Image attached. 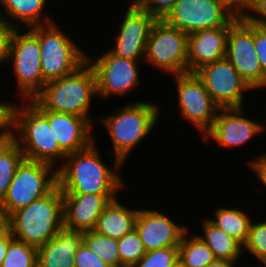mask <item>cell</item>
Masks as SVG:
<instances>
[{
	"label": "cell",
	"mask_w": 266,
	"mask_h": 267,
	"mask_svg": "<svg viewBox=\"0 0 266 267\" xmlns=\"http://www.w3.org/2000/svg\"><path fill=\"white\" fill-rule=\"evenodd\" d=\"M94 141L89 147L68 154L64 163L57 169L58 186L62 193L119 194L125 189L121 161L109 167L101 160ZM123 188V189H122Z\"/></svg>",
	"instance_id": "1"
},
{
	"label": "cell",
	"mask_w": 266,
	"mask_h": 267,
	"mask_svg": "<svg viewBox=\"0 0 266 267\" xmlns=\"http://www.w3.org/2000/svg\"><path fill=\"white\" fill-rule=\"evenodd\" d=\"M11 137L18 143L26 160L44 162L58 169L67 156L60 148L47 117L30 100H22L21 105L13 103Z\"/></svg>",
	"instance_id": "2"
},
{
	"label": "cell",
	"mask_w": 266,
	"mask_h": 267,
	"mask_svg": "<svg viewBox=\"0 0 266 267\" xmlns=\"http://www.w3.org/2000/svg\"><path fill=\"white\" fill-rule=\"evenodd\" d=\"M159 108L155 103L135 101L116 108L115 113L98 116V122L107 129L112 141L113 149L105 150L106 156L126 165L125 162L127 163L126 160L134 148L151 135V130L158 125Z\"/></svg>",
	"instance_id": "3"
},
{
	"label": "cell",
	"mask_w": 266,
	"mask_h": 267,
	"mask_svg": "<svg viewBox=\"0 0 266 267\" xmlns=\"http://www.w3.org/2000/svg\"><path fill=\"white\" fill-rule=\"evenodd\" d=\"M97 95L96 76L86 61L73 73L45 83L43 89L30 101L39 110H50L88 119L92 98Z\"/></svg>",
	"instance_id": "4"
},
{
	"label": "cell",
	"mask_w": 266,
	"mask_h": 267,
	"mask_svg": "<svg viewBox=\"0 0 266 267\" xmlns=\"http://www.w3.org/2000/svg\"><path fill=\"white\" fill-rule=\"evenodd\" d=\"M5 225L13 238L40 247L63 227V194L57 185L49 194L12 213Z\"/></svg>",
	"instance_id": "5"
},
{
	"label": "cell",
	"mask_w": 266,
	"mask_h": 267,
	"mask_svg": "<svg viewBox=\"0 0 266 267\" xmlns=\"http://www.w3.org/2000/svg\"><path fill=\"white\" fill-rule=\"evenodd\" d=\"M29 29L39 38L41 69L46 83L73 73L87 61L86 51L80 49L72 41L74 39L58 28L57 23Z\"/></svg>",
	"instance_id": "6"
},
{
	"label": "cell",
	"mask_w": 266,
	"mask_h": 267,
	"mask_svg": "<svg viewBox=\"0 0 266 267\" xmlns=\"http://www.w3.org/2000/svg\"><path fill=\"white\" fill-rule=\"evenodd\" d=\"M58 185L57 168L24 159L17 167L0 211L6 220L12 213L49 194Z\"/></svg>",
	"instance_id": "7"
},
{
	"label": "cell",
	"mask_w": 266,
	"mask_h": 267,
	"mask_svg": "<svg viewBox=\"0 0 266 267\" xmlns=\"http://www.w3.org/2000/svg\"><path fill=\"white\" fill-rule=\"evenodd\" d=\"M13 31L4 63H12L20 100L33 99L44 87L39 38L28 28ZM23 31V32H21Z\"/></svg>",
	"instance_id": "8"
},
{
	"label": "cell",
	"mask_w": 266,
	"mask_h": 267,
	"mask_svg": "<svg viewBox=\"0 0 266 267\" xmlns=\"http://www.w3.org/2000/svg\"><path fill=\"white\" fill-rule=\"evenodd\" d=\"M188 35L164 20H156L150 30L144 63L171 76L188 73Z\"/></svg>",
	"instance_id": "9"
},
{
	"label": "cell",
	"mask_w": 266,
	"mask_h": 267,
	"mask_svg": "<svg viewBox=\"0 0 266 267\" xmlns=\"http://www.w3.org/2000/svg\"><path fill=\"white\" fill-rule=\"evenodd\" d=\"M238 19L224 0H177L164 21L189 35L204 29L231 27Z\"/></svg>",
	"instance_id": "10"
},
{
	"label": "cell",
	"mask_w": 266,
	"mask_h": 267,
	"mask_svg": "<svg viewBox=\"0 0 266 267\" xmlns=\"http://www.w3.org/2000/svg\"><path fill=\"white\" fill-rule=\"evenodd\" d=\"M177 84L178 111L202 137L212 128L219 107L195 73L173 75Z\"/></svg>",
	"instance_id": "11"
},
{
	"label": "cell",
	"mask_w": 266,
	"mask_h": 267,
	"mask_svg": "<svg viewBox=\"0 0 266 267\" xmlns=\"http://www.w3.org/2000/svg\"><path fill=\"white\" fill-rule=\"evenodd\" d=\"M87 54V62L92 66L96 76L97 96H125L140 85V61L120 58L109 50L93 59ZM126 94V95H125Z\"/></svg>",
	"instance_id": "12"
},
{
	"label": "cell",
	"mask_w": 266,
	"mask_h": 267,
	"mask_svg": "<svg viewBox=\"0 0 266 267\" xmlns=\"http://www.w3.org/2000/svg\"><path fill=\"white\" fill-rule=\"evenodd\" d=\"M226 58L253 90L266 87V76L255 51L254 24L243 17L229 28Z\"/></svg>",
	"instance_id": "13"
},
{
	"label": "cell",
	"mask_w": 266,
	"mask_h": 267,
	"mask_svg": "<svg viewBox=\"0 0 266 267\" xmlns=\"http://www.w3.org/2000/svg\"><path fill=\"white\" fill-rule=\"evenodd\" d=\"M194 73L219 108L244 107V92L253 90L226 57L206 64Z\"/></svg>",
	"instance_id": "14"
},
{
	"label": "cell",
	"mask_w": 266,
	"mask_h": 267,
	"mask_svg": "<svg viewBox=\"0 0 266 267\" xmlns=\"http://www.w3.org/2000/svg\"><path fill=\"white\" fill-rule=\"evenodd\" d=\"M129 7V8H128ZM124 17L117 26L115 41L109 51L120 58L144 61L151 27L156 21L146 11L129 4Z\"/></svg>",
	"instance_id": "15"
},
{
	"label": "cell",
	"mask_w": 266,
	"mask_h": 267,
	"mask_svg": "<svg viewBox=\"0 0 266 267\" xmlns=\"http://www.w3.org/2000/svg\"><path fill=\"white\" fill-rule=\"evenodd\" d=\"M243 107L219 108L212 128L203 136L224 148H236L248 143L265 131L266 125L247 118Z\"/></svg>",
	"instance_id": "16"
},
{
	"label": "cell",
	"mask_w": 266,
	"mask_h": 267,
	"mask_svg": "<svg viewBox=\"0 0 266 267\" xmlns=\"http://www.w3.org/2000/svg\"><path fill=\"white\" fill-rule=\"evenodd\" d=\"M135 229L140 235L146 252L164 247H178L188 225L174 222L159 210L139 208Z\"/></svg>",
	"instance_id": "17"
},
{
	"label": "cell",
	"mask_w": 266,
	"mask_h": 267,
	"mask_svg": "<svg viewBox=\"0 0 266 267\" xmlns=\"http://www.w3.org/2000/svg\"><path fill=\"white\" fill-rule=\"evenodd\" d=\"M63 194V226L82 232L94 230L100 214L118 194Z\"/></svg>",
	"instance_id": "18"
},
{
	"label": "cell",
	"mask_w": 266,
	"mask_h": 267,
	"mask_svg": "<svg viewBox=\"0 0 266 267\" xmlns=\"http://www.w3.org/2000/svg\"><path fill=\"white\" fill-rule=\"evenodd\" d=\"M48 119L60 148L68 155L89 147L94 141V125L86 118L50 110H40Z\"/></svg>",
	"instance_id": "19"
},
{
	"label": "cell",
	"mask_w": 266,
	"mask_h": 267,
	"mask_svg": "<svg viewBox=\"0 0 266 267\" xmlns=\"http://www.w3.org/2000/svg\"><path fill=\"white\" fill-rule=\"evenodd\" d=\"M229 28L204 29L188 35V73L226 57Z\"/></svg>",
	"instance_id": "20"
},
{
	"label": "cell",
	"mask_w": 266,
	"mask_h": 267,
	"mask_svg": "<svg viewBox=\"0 0 266 267\" xmlns=\"http://www.w3.org/2000/svg\"><path fill=\"white\" fill-rule=\"evenodd\" d=\"M83 243V232L65 228L37 247V267H75V252Z\"/></svg>",
	"instance_id": "21"
},
{
	"label": "cell",
	"mask_w": 266,
	"mask_h": 267,
	"mask_svg": "<svg viewBox=\"0 0 266 267\" xmlns=\"http://www.w3.org/2000/svg\"><path fill=\"white\" fill-rule=\"evenodd\" d=\"M138 213L139 208H129L115 198L100 214L94 231L113 239H120L135 229Z\"/></svg>",
	"instance_id": "22"
},
{
	"label": "cell",
	"mask_w": 266,
	"mask_h": 267,
	"mask_svg": "<svg viewBox=\"0 0 266 267\" xmlns=\"http://www.w3.org/2000/svg\"><path fill=\"white\" fill-rule=\"evenodd\" d=\"M48 0H0V14L4 16L16 29L24 27L31 28L39 25L53 23L51 17L42 15ZM5 11V15L2 12ZM13 20V21H12ZM21 24V25H20Z\"/></svg>",
	"instance_id": "23"
},
{
	"label": "cell",
	"mask_w": 266,
	"mask_h": 267,
	"mask_svg": "<svg viewBox=\"0 0 266 267\" xmlns=\"http://www.w3.org/2000/svg\"><path fill=\"white\" fill-rule=\"evenodd\" d=\"M203 235L197 234L213 251L216 259L238 261L243 256V246L222 229L212 224L208 218L201 220Z\"/></svg>",
	"instance_id": "24"
},
{
	"label": "cell",
	"mask_w": 266,
	"mask_h": 267,
	"mask_svg": "<svg viewBox=\"0 0 266 267\" xmlns=\"http://www.w3.org/2000/svg\"><path fill=\"white\" fill-rule=\"evenodd\" d=\"M214 214L215 219L208 218V220L243 246L248 239L252 222L250 213L239 208L218 207L214 209Z\"/></svg>",
	"instance_id": "25"
},
{
	"label": "cell",
	"mask_w": 266,
	"mask_h": 267,
	"mask_svg": "<svg viewBox=\"0 0 266 267\" xmlns=\"http://www.w3.org/2000/svg\"><path fill=\"white\" fill-rule=\"evenodd\" d=\"M178 248L179 261L184 267H207L216 260L213 251L198 235H190V229L183 235Z\"/></svg>",
	"instance_id": "26"
},
{
	"label": "cell",
	"mask_w": 266,
	"mask_h": 267,
	"mask_svg": "<svg viewBox=\"0 0 266 267\" xmlns=\"http://www.w3.org/2000/svg\"><path fill=\"white\" fill-rule=\"evenodd\" d=\"M24 159L21 148L12 137L0 142V202L6 196L17 167Z\"/></svg>",
	"instance_id": "27"
},
{
	"label": "cell",
	"mask_w": 266,
	"mask_h": 267,
	"mask_svg": "<svg viewBox=\"0 0 266 267\" xmlns=\"http://www.w3.org/2000/svg\"><path fill=\"white\" fill-rule=\"evenodd\" d=\"M83 242L107 264L112 267H120L118 239H113L91 230L83 232Z\"/></svg>",
	"instance_id": "28"
},
{
	"label": "cell",
	"mask_w": 266,
	"mask_h": 267,
	"mask_svg": "<svg viewBox=\"0 0 266 267\" xmlns=\"http://www.w3.org/2000/svg\"><path fill=\"white\" fill-rule=\"evenodd\" d=\"M1 267H37V247L12 237Z\"/></svg>",
	"instance_id": "29"
},
{
	"label": "cell",
	"mask_w": 266,
	"mask_h": 267,
	"mask_svg": "<svg viewBox=\"0 0 266 267\" xmlns=\"http://www.w3.org/2000/svg\"><path fill=\"white\" fill-rule=\"evenodd\" d=\"M120 267H132L146 253L140 235L136 229L118 239Z\"/></svg>",
	"instance_id": "30"
},
{
	"label": "cell",
	"mask_w": 266,
	"mask_h": 267,
	"mask_svg": "<svg viewBox=\"0 0 266 267\" xmlns=\"http://www.w3.org/2000/svg\"><path fill=\"white\" fill-rule=\"evenodd\" d=\"M252 222L248 239L243 245V252L248 251L262 264V266L255 265V267H266V220Z\"/></svg>",
	"instance_id": "31"
},
{
	"label": "cell",
	"mask_w": 266,
	"mask_h": 267,
	"mask_svg": "<svg viewBox=\"0 0 266 267\" xmlns=\"http://www.w3.org/2000/svg\"><path fill=\"white\" fill-rule=\"evenodd\" d=\"M178 260V247H164L146 252L132 267H172Z\"/></svg>",
	"instance_id": "32"
},
{
	"label": "cell",
	"mask_w": 266,
	"mask_h": 267,
	"mask_svg": "<svg viewBox=\"0 0 266 267\" xmlns=\"http://www.w3.org/2000/svg\"><path fill=\"white\" fill-rule=\"evenodd\" d=\"M131 5L146 11L155 20H164L173 10L177 0H131Z\"/></svg>",
	"instance_id": "33"
},
{
	"label": "cell",
	"mask_w": 266,
	"mask_h": 267,
	"mask_svg": "<svg viewBox=\"0 0 266 267\" xmlns=\"http://www.w3.org/2000/svg\"><path fill=\"white\" fill-rule=\"evenodd\" d=\"M75 267H112L93 253L83 242L75 252Z\"/></svg>",
	"instance_id": "34"
},
{
	"label": "cell",
	"mask_w": 266,
	"mask_h": 267,
	"mask_svg": "<svg viewBox=\"0 0 266 267\" xmlns=\"http://www.w3.org/2000/svg\"><path fill=\"white\" fill-rule=\"evenodd\" d=\"M16 28L0 14V63H4L9 51L13 31Z\"/></svg>",
	"instance_id": "35"
},
{
	"label": "cell",
	"mask_w": 266,
	"mask_h": 267,
	"mask_svg": "<svg viewBox=\"0 0 266 267\" xmlns=\"http://www.w3.org/2000/svg\"><path fill=\"white\" fill-rule=\"evenodd\" d=\"M12 105L8 101H0V142L11 137Z\"/></svg>",
	"instance_id": "36"
},
{
	"label": "cell",
	"mask_w": 266,
	"mask_h": 267,
	"mask_svg": "<svg viewBox=\"0 0 266 267\" xmlns=\"http://www.w3.org/2000/svg\"><path fill=\"white\" fill-rule=\"evenodd\" d=\"M243 18L252 24L266 27V0H254L253 6Z\"/></svg>",
	"instance_id": "37"
},
{
	"label": "cell",
	"mask_w": 266,
	"mask_h": 267,
	"mask_svg": "<svg viewBox=\"0 0 266 267\" xmlns=\"http://www.w3.org/2000/svg\"><path fill=\"white\" fill-rule=\"evenodd\" d=\"M254 44L263 74L266 76V27L254 24Z\"/></svg>",
	"instance_id": "38"
},
{
	"label": "cell",
	"mask_w": 266,
	"mask_h": 267,
	"mask_svg": "<svg viewBox=\"0 0 266 267\" xmlns=\"http://www.w3.org/2000/svg\"><path fill=\"white\" fill-rule=\"evenodd\" d=\"M250 169L254 171L256 178L266 188V153L256 156L253 160H247Z\"/></svg>",
	"instance_id": "39"
},
{
	"label": "cell",
	"mask_w": 266,
	"mask_h": 267,
	"mask_svg": "<svg viewBox=\"0 0 266 267\" xmlns=\"http://www.w3.org/2000/svg\"><path fill=\"white\" fill-rule=\"evenodd\" d=\"M226 6L237 16L243 17L253 6L254 0H224Z\"/></svg>",
	"instance_id": "40"
},
{
	"label": "cell",
	"mask_w": 266,
	"mask_h": 267,
	"mask_svg": "<svg viewBox=\"0 0 266 267\" xmlns=\"http://www.w3.org/2000/svg\"><path fill=\"white\" fill-rule=\"evenodd\" d=\"M12 238L10 229L5 225L0 230V267L2 265V262L4 260L7 247L9 244L10 239Z\"/></svg>",
	"instance_id": "41"
},
{
	"label": "cell",
	"mask_w": 266,
	"mask_h": 267,
	"mask_svg": "<svg viewBox=\"0 0 266 267\" xmlns=\"http://www.w3.org/2000/svg\"><path fill=\"white\" fill-rule=\"evenodd\" d=\"M235 266H237L236 261L216 259L214 262L210 263L207 267H235Z\"/></svg>",
	"instance_id": "42"
},
{
	"label": "cell",
	"mask_w": 266,
	"mask_h": 267,
	"mask_svg": "<svg viewBox=\"0 0 266 267\" xmlns=\"http://www.w3.org/2000/svg\"><path fill=\"white\" fill-rule=\"evenodd\" d=\"M5 226V219L4 216L2 214V212L0 211V230Z\"/></svg>",
	"instance_id": "43"
},
{
	"label": "cell",
	"mask_w": 266,
	"mask_h": 267,
	"mask_svg": "<svg viewBox=\"0 0 266 267\" xmlns=\"http://www.w3.org/2000/svg\"><path fill=\"white\" fill-rule=\"evenodd\" d=\"M172 267H184V265L178 260Z\"/></svg>",
	"instance_id": "44"
}]
</instances>
